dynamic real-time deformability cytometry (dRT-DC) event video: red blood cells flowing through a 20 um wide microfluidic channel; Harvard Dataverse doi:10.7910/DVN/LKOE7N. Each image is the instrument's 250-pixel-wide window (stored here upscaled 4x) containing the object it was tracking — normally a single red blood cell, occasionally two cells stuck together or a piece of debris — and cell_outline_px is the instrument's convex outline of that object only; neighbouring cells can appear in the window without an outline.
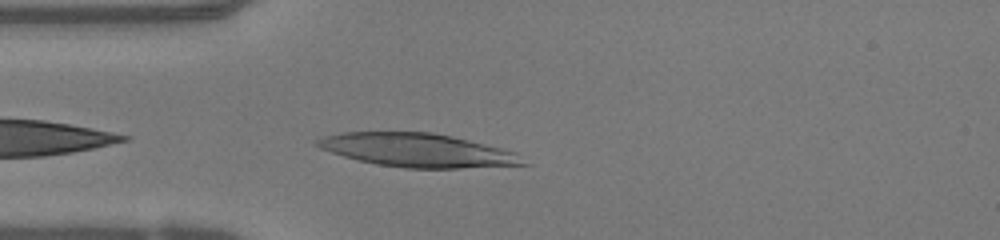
{"species": "human", "species_latin": "Homo sapiens", "temperature_condition": "warm", "stored_images_in_passage": 29, "camera_frame_rate_fps": 3000, "um_per_image_px": 0.085, "donor": {"sex": "female"}, "frame": {"image": 1, "passage_image": 1, "time_ms": 0.0, "image_size_px": [1000, 240], "cell_outline_px": [[532, 164], [460, 168], [404, 168], [376, 164], [344, 156], [320, 148], [312, 144], [316, 140], [324, 136], [340, 132], [432, 132], [452, 136], [516, 152]], "centroid_in_image_um": [35.49, 12.77], "position_along_channel_um": 49.5, "area_um2": 40.17}}
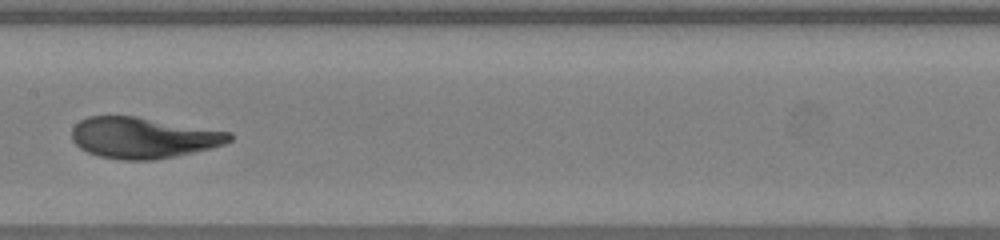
{"frame": {"image": 2, "passage_image": 12, "time_ms": 3.667, "image_size_px": [1000, 240], "cell_outline_px": [[232, 140], [224, 144], [192, 152], [152, 160], [120, 160], [100, 156], [88, 152], [80, 148], [72, 140], [72, 128], [80, 120], [88, 116], [136, 116], [232, 132]], "centroid_in_image_um": [12.15, 11.7], "position_along_channel_um": 195.3, "area_um2": 37.45}}
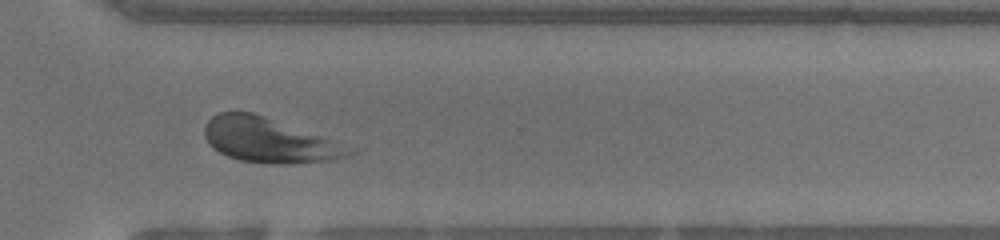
{"frame": {"image": 3, "passage_image": 23, "time_ms": 7.333, "image_size_px": [1000, 240], "cell_outline_px": [[360, 148], [348, 156], [336, 160], [288, 164], [268, 164], [240, 160], [228, 156], [212, 148], [208, 144], [204, 136], [204, 128], [208, 120], [212, 116], [220, 112], [252, 112]], "centroid_in_image_um": [22.94, 11.94], "position_along_channel_um": 347.7, "area_um2": 38.15}, "authors_computed_cell_mechanics": {"area_um2": 37.7434, "velocity_mm_per_s": 4.1639, "shape_relaxation_time_tau1_ms": 4.1265, "shape_relaxation_time_tau2_ms": 1.1652, "deformation_change_tau1": 0.2423, "deformation_change_tau2": 0.0736}}